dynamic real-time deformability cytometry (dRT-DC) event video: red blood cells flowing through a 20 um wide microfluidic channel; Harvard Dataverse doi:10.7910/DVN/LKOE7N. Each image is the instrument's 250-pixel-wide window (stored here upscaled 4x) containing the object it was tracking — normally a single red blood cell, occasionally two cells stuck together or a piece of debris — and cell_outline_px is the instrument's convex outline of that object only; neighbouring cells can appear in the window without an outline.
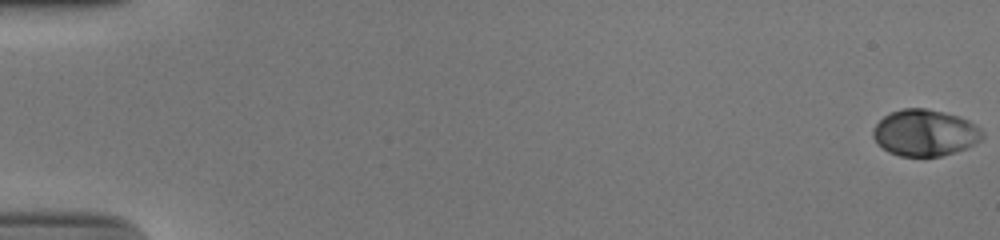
{"species": "human", "species_latin": "Homo sapiens", "temperature_condition": "cold", "stored_images_in_passage": 54, "camera_frame_rate_fps": 3000, "um_per_image_px": 0.085, "donor": {"sex": "male"}, "frame": {"image": 1, "passage_image": 1, "time_ms": 0.0, "image_size_px": [1000, 240], "cell_outline_px": [[984, 132], [980, 140], [964, 148], [940, 156], [900, 156], [888, 152], [872, 136], [872, 132], [876, 124], [884, 116], [892, 112], [904, 108], [924, 108], [956, 116], [968, 120], [980, 128]], "centroid_in_image_um": [78.59, 11.29], "position_along_channel_um": 6.4, "area_um2": 29.02}}
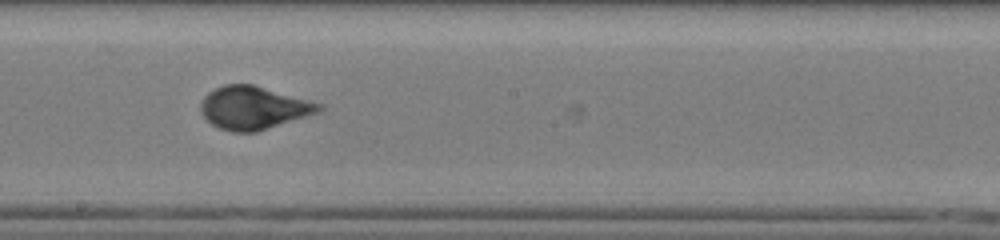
{"frame": {"image": 2, "passage_image": 32, "time_ms": 10.333, "image_size_px": [1000, 240], "cell_outline_px": [[324, 108], [320, 112], [256, 132], [232, 132], [220, 128], [212, 124], [200, 112], [200, 104], [204, 96], [208, 92], [224, 84], [252, 84], [324, 104]], "centroid_in_image_um": [21.56, 9.16], "position_along_channel_um": 226.6, "area_um2": 29.59}}
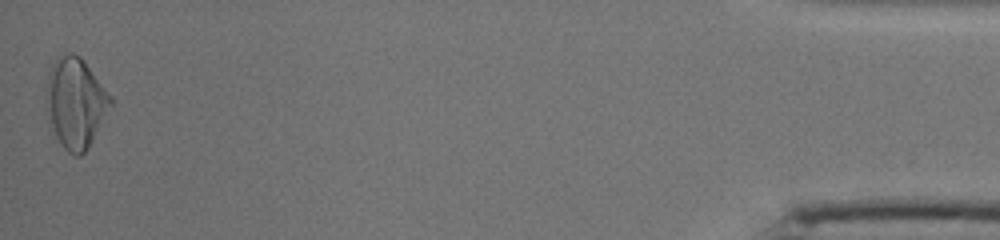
{"frame": {"image": 3, "passage_image": 54, "time_ms": 17.667, "image_size_px": [1000, 240], "cell_outline_px": [[112, 104], [88, 148], [80, 156], [76, 156], [68, 152], [64, 148], [48, 128], [48, 76], [52, 64], [60, 56], [68, 52], [72, 52], [80, 56], [84, 60], [112, 96]], "centroid_in_image_um": [6.43, 8.76], "position_along_channel_um": 428.8, "area_um2": 33.64}, "authors_computed_cell_mechanics": {"area_um2": 29.0445, "velocity_mm_per_s": 3.9077, "shape_relaxation_time_tau1_ms": 3.3716, "shape_relaxation_time_tau2_ms": null, "deformation_change_tau1": 0.1743, "deformation_change_tau2": null}}